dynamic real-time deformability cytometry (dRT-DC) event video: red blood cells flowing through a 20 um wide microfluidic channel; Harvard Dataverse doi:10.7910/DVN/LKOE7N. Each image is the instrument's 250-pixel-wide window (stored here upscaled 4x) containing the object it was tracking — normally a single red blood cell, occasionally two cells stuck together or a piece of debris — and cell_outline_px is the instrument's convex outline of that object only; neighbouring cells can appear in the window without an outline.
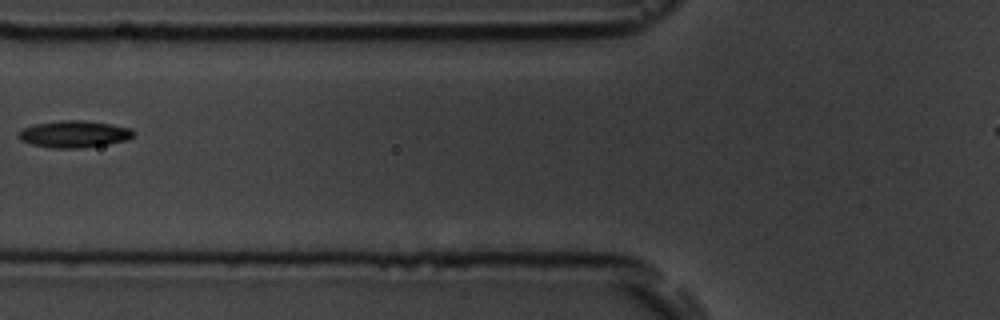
{"species": "common noctule bat (a hibernating species)", "species_latin": "Nyctalus noctula", "temperature_condition": "room temperature", "stored_images_in_passage": 4, "camera_frame_rate_fps": 3000, "um_per_image_px": 0.085, "animal": {"sex": "male", "body_mass_g": 19.5, "forearm_length_mm": 54.6}, "frame": {"image": 1, "passage_image": 3, "time_ms": 2.333, "image_size_px": [1000, 320], "cell_outline_px": [[132, 136], [128, 140], [108, 144], [80, 148], [52, 148], [32, 144], [20, 140], [20, 132], [24, 128], [36, 124], [60, 120], [84, 120], [112, 124], [132, 128]], "centroid_in_image_um": [6.34, 11.39], "position_along_channel_um": 119.5, "area_um2": 17.86}}
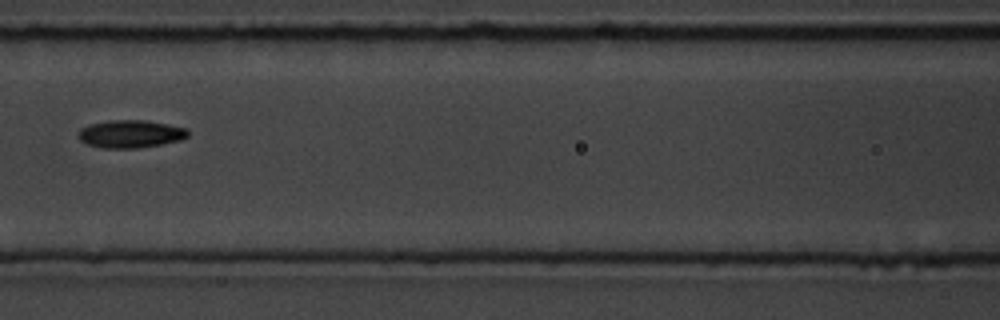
{"frame": {"image": 2, "passage_image": 4, "time_ms": 3.333, "image_size_px": [1000, 320], "cell_outline_px": [[188, 136], [180, 140], [160, 144], [136, 148], [104, 148], [88, 144], [80, 140], [76, 132], [80, 128], [88, 124], [108, 120], [148, 120], [188, 128]], "centroid_in_image_um": [11.06, 11.36], "position_along_channel_um": 155.5, "area_um2": 17.86}}